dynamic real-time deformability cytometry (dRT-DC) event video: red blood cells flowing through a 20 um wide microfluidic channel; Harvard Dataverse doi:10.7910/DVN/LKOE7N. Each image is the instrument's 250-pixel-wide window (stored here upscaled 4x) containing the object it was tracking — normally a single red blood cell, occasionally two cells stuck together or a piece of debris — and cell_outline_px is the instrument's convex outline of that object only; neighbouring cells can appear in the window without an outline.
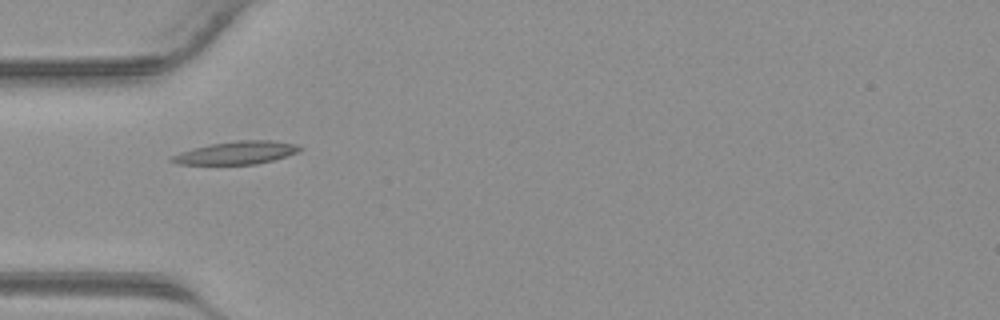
{"species": "common noctule bat (a hibernating species)", "species_latin": "Nyctalus noctula", "temperature_condition": "warm", "stored_images_in_passage": 29, "camera_frame_rate_fps": 3000, "um_per_image_px": 0.085, "animal": {"sex": "male", "body_mass_g": 23.1, "forearm_length_mm": 52.7}, "frame": {"image": 1, "passage_image": 1, "time_ms": 0.0, "image_size_px": [1000, 320], "cell_outline_px": [[304, 148], [296, 152], [272, 160], [256, 164], [176, 164], [168, 160], [172, 156], [180, 152], [208, 144], [236, 140], [272, 140], [296, 144]], "centroid_in_image_um": [20.07, 12.97], "position_along_channel_um": 64.9, "area_um2": 16.99}}
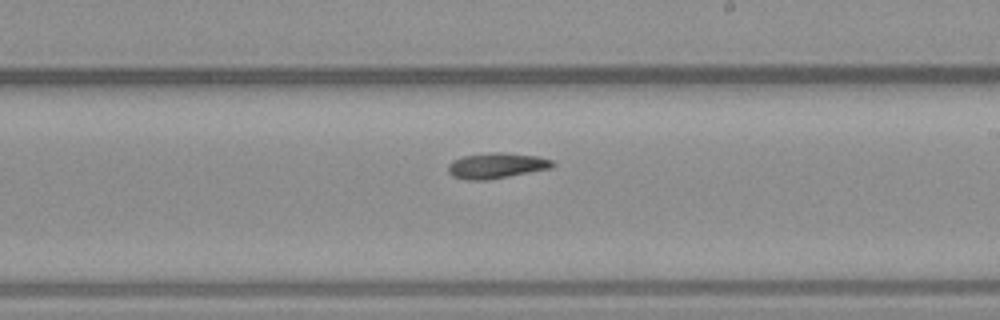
{"frame": {"image": 2, "passage_image": 12, "time_ms": 3.667, "image_size_px": [1000, 320], "cell_outline_px": [[556, 164], [552, 168], [488, 180], [464, 180], [452, 176], [448, 172], [448, 164], [452, 160], [464, 156], [492, 152], [504, 152], [536, 156], [552, 160]], "centroid_in_image_um": [42.19, 14.08], "position_along_channel_um": 246.8, "area_um2": 15.66}}
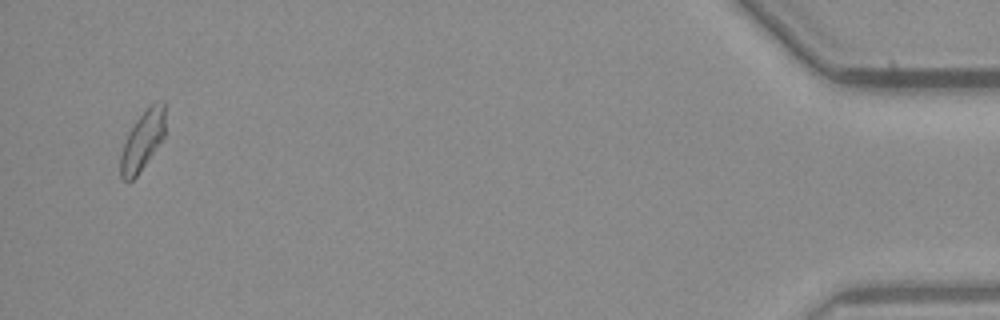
{"frame": {"image": 3, "passage_image": 28, "time_ms": 9.0, "image_size_px": [1000, 320], "cell_outline_px": [[164, 136], [136, 176], [132, 180], [124, 180], [120, 176], [120, 156], [128, 132], [136, 120], [152, 104], [160, 100], [164, 100]], "centroid_in_image_um": [12.09, 11.95], "position_along_channel_um": 423.1, "area_um2": 14.91}}